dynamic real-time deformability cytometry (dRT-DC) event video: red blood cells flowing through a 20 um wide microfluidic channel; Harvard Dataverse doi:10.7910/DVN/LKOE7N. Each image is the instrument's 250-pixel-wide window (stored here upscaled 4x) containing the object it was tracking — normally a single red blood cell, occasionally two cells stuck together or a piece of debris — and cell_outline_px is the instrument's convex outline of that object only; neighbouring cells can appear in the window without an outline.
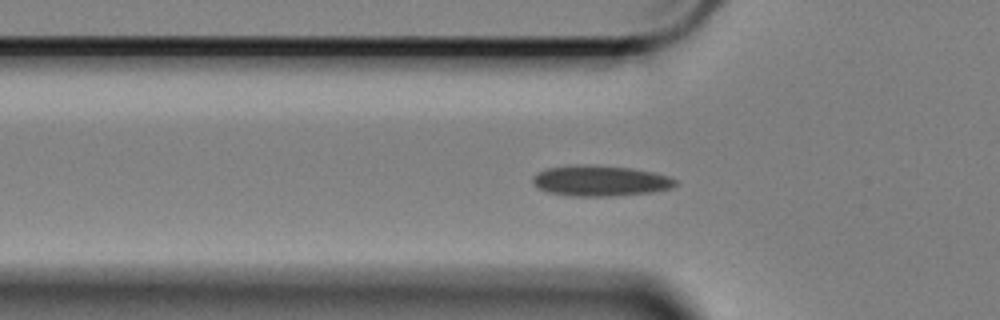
{"species": "Egyptian fruit bat (a non-hibernating species)", "species_latin": "Rousettus aegyptiacus", "temperature_condition": "cold", "stored_images_in_passage": 44, "camera_frame_rate_fps": 3000, "um_per_image_px": 0.085, "animal": {"sex": "female"}, "frame": {"image": 1, "passage_image": 3, "time_ms": 0.667, "image_size_px": [1000, 320], "cell_outline_px": [[676, 184], [672, 188], [652, 192], [616, 196], [572, 196], [548, 192], [536, 188], [532, 184], [532, 176], [536, 172], [548, 168], [580, 164], [632, 168], [652, 172], [668, 176], [676, 180]], "centroid_in_image_um": [50.98, 15.37], "position_along_channel_um": 74.8, "area_um2": 25.61}}
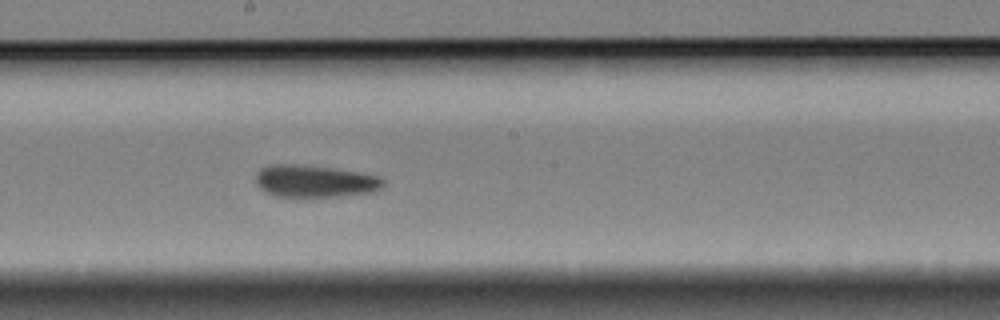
{"frame": {"image": 2, "passage_image": 16, "time_ms": 5.0, "image_size_px": [1000, 320], "cell_outline_px": [[384, 184], [380, 188], [372, 192], [336, 196], [276, 196], [264, 192], [256, 184], [256, 172], [260, 168], [268, 164], [296, 164], [332, 168], [380, 176], [384, 180]], "centroid_in_image_um": [26.7, 15.39], "position_along_channel_um": 221.5, "area_um2": 23.81}}
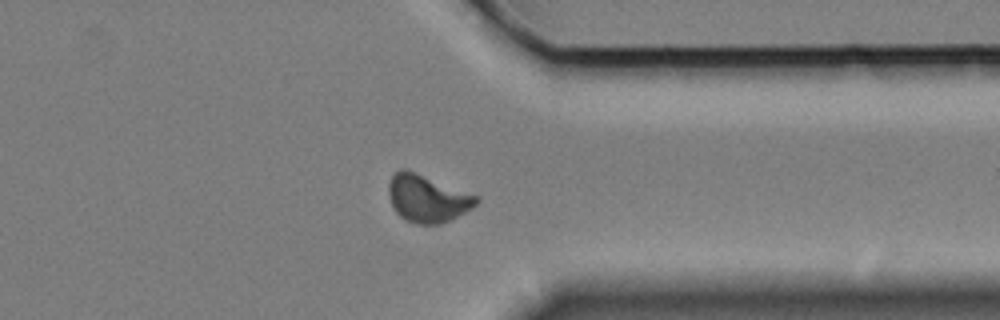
{"frame": {"image": 3, "passage_image": 30, "time_ms": 9.667, "image_size_px": [1000, 320], "cell_outline_px": [[480, 200], [472, 208], [440, 224], [420, 224], [404, 220], [396, 212], [392, 204], [388, 192], [388, 184], [392, 176], [400, 168], [404, 168], [480, 196]], "centroid_in_image_um": [36.32, 16.86], "position_along_channel_um": 375.1, "area_um2": 24.04}, "authors_computed_cell_mechanics": {"area_um2": 23.698, "velocity_mm_per_s": 3.3685, "shape_relaxation_time_tau1_ms": 7.9253, "shape_relaxation_time_tau2_ms": 2.5242, "deformation_change_tau1": 0.1277, "deformation_change_tau2": 0.0757}}